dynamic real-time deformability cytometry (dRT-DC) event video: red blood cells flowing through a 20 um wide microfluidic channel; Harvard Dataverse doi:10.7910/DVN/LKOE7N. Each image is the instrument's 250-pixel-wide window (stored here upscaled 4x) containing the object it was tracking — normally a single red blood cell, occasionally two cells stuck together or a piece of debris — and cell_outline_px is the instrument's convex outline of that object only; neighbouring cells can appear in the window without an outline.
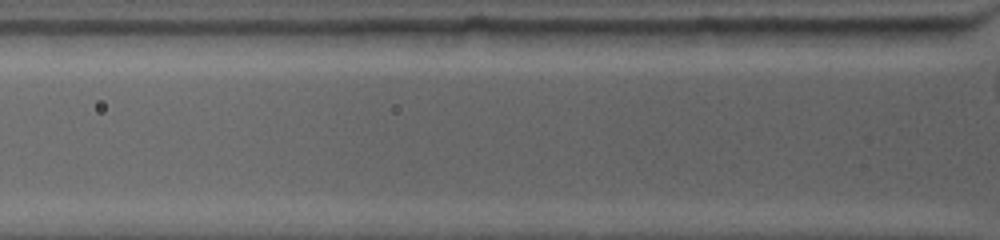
{"species": "common noctule bat (a hibernating species)", "species_latin": "Nyctalus noctula", "temperature_condition": "warm", "stored_images_in_passage": 3, "camera_frame_rate_fps": 4500, "um_per_image_px": 0.085, "animal": {"sex": "female", "body_mass_g": 19.0, "forearm_length_mm": 53.3}, "frame": {"image": 1, "passage_image": 3, "time_ms": 1.333, "image_size_px": [1000, 240], "cell_outline_px": [[964, 28], [944, 44], [864, 44], [856, 32], [856, 28]], "centroid_in_image_um": [77.06, 3.03], "position_along_channel_um": 48.7, "area_um2": 10.98}}